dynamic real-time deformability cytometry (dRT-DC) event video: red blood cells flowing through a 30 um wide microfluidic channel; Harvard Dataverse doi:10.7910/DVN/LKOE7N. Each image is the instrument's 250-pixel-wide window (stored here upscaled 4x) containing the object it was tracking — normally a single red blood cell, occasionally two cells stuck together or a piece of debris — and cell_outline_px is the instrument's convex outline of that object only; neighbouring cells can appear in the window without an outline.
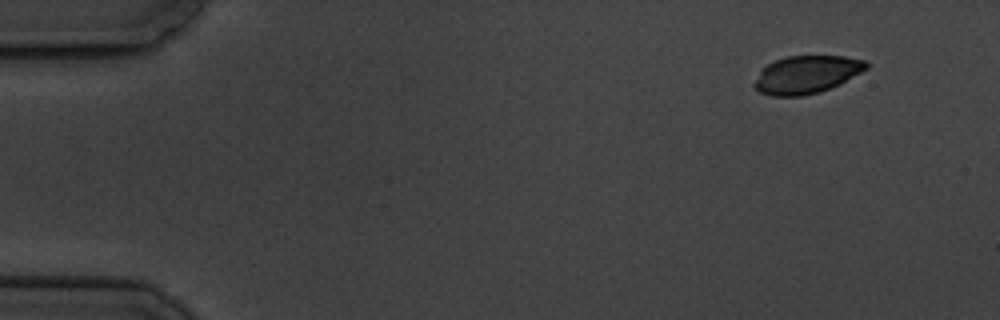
{"species": "common noctule bat (a hibernating species)", "species_latin": "Nyctalus noctula", "temperature_condition": "cold", "stored_images_in_passage": 8, "camera_frame_rate_fps": 3000, "um_per_image_px": 0.085, "animal": {"sex": "male", "body_mass_g": 19.5, "forearm_length_mm": 54.6}, "frame": {"image": 1, "passage_image": 1, "time_ms": 0.0, "image_size_px": [1000, 320], "cell_outline_px": [[868, 68], [840, 84], [820, 92], [804, 96], [772, 96], [760, 92], [752, 84], [760, 72], [768, 64], [776, 60], [788, 56], [844, 56], [864, 60], [868, 64]], "centroid_in_image_um": [68.57, 6.35], "position_along_channel_um": 16.4, "area_um2": 24.51}}
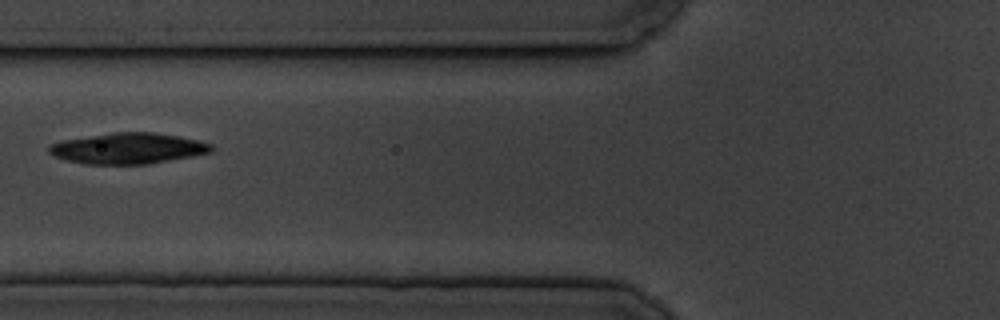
{"frame": {"image": 2, "passage_image": 6, "time_ms": 6.0, "image_size_px": [1000, 320], "cell_outline_px": [[212, 152], [192, 156], [148, 164], [84, 164], [64, 160], [48, 152], [48, 144], [60, 140], [112, 132], [152, 132], [180, 136], [200, 140], [212, 144]], "centroid_in_image_um": [10.85, 12.6], "position_along_channel_um": 114.9, "area_um2": 29.48}}
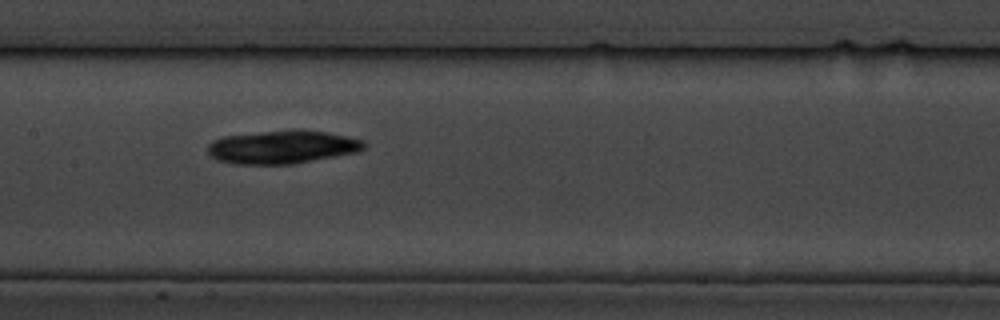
{"frame": {"image": 3, "passage_image": 8, "time_ms": 8.0, "image_size_px": [1000, 320], "cell_outline_px": [[364, 148], [360, 152], [292, 164], [236, 164], [216, 160], [208, 156], [208, 144], [212, 140], [224, 136], [292, 128], [300, 128], [328, 132], [348, 136], [360, 140], [364, 144]], "centroid_in_image_um": [23.98, 12.48], "position_along_channel_um": 183.4, "area_um2": 30.81}}